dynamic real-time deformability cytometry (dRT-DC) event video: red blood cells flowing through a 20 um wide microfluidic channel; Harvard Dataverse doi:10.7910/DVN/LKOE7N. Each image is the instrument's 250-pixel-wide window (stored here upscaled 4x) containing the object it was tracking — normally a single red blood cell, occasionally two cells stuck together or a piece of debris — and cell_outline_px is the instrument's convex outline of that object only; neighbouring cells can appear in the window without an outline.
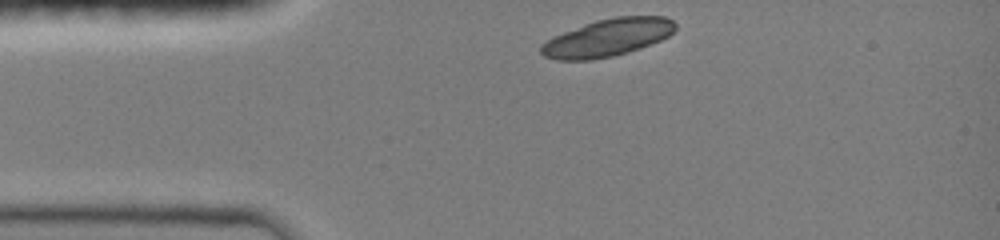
{"species": "common noctule bat (a hibernating species)", "species_latin": "Nyctalus noctula", "temperature_condition": "room temperature", "stored_images_in_passage": 34, "camera_frame_rate_fps": 3000, "um_per_image_px": 0.085, "animal": {"sex": "female", "body_mass_g": 19.0, "forearm_length_mm": 51.5}, "frame": {"image": 1, "passage_image": 1, "time_ms": 0.0, "image_size_px": [1000, 240], "cell_outline_px": [[676, 28], [668, 36], [660, 40], [640, 48], [628, 52], [612, 56], [592, 60], [556, 60], [544, 56], [540, 52], [540, 44], [552, 36], [584, 24], [596, 20], [616, 16], [664, 16], [672, 20], [676, 24]], "centroid_in_image_um": [51.61, 3.2], "position_along_channel_um": 33.4, "area_um2": 29.42}}